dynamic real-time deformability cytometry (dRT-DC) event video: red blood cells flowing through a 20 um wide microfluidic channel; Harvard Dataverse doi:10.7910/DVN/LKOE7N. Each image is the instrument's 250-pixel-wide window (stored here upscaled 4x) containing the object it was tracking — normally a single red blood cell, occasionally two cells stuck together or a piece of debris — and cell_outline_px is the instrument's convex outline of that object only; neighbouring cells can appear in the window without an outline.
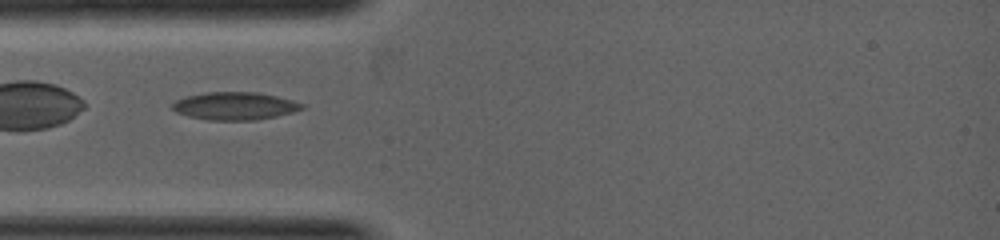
{"species": "common noctule bat (a hibernating species)", "species_latin": "Nyctalus noctula", "temperature_condition": "warm", "stored_images_in_passage": 2, "camera_frame_rate_fps": 5000, "um_per_image_px": 0.085, "animal": {"sex": "female", "body_mass_g": 19.0, "forearm_length_mm": 53.3}, "frame": {"image": 1, "passage_image": 1, "time_ms": 0.0, "image_size_px": [1000, 240], "cell_outline_px": [[304, 108], [292, 112], [276, 116], [256, 120], [208, 120], [188, 116], [176, 112], [172, 108], [172, 104], [176, 100], [188, 96], [208, 92], [256, 92], [276, 96], [292, 100], [304, 104]], "centroid_in_image_um": [19.96, 9.01], "position_along_channel_um": 65.0, "area_um2": 20.81}}